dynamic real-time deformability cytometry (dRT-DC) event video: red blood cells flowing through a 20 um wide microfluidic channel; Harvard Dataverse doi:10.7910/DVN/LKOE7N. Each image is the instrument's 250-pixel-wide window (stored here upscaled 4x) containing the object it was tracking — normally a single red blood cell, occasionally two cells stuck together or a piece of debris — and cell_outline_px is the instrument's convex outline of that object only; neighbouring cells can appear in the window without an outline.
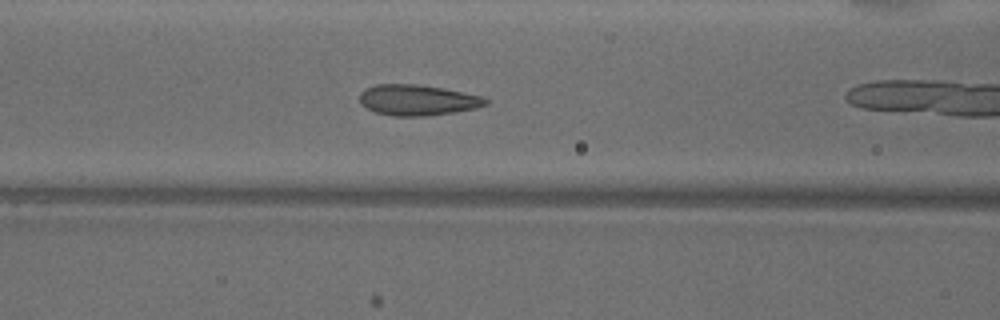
{"species": "common noctule bat (a hibernating species)", "species_latin": "Nyctalus noctula", "temperature_condition": "warm", "stored_images_in_passage": 14, "camera_frame_rate_fps": 3000, "um_per_image_px": 0.085, "animal": {"sex": "male", "body_mass_g": 18.8}, "frame": {"image": 1, "passage_image": 7, "time_ms": 2.0, "image_size_px": [1000, 320], "cell_outline_px": [[488, 104], [476, 108], [428, 116], [392, 116], [376, 112], [360, 104], [360, 92], [364, 88], [376, 84], [416, 84], [444, 88], [484, 96], [488, 100]], "centroid_in_image_um": [35.49, 8.5], "position_along_channel_um": 131.1, "area_um2": 22.72}}
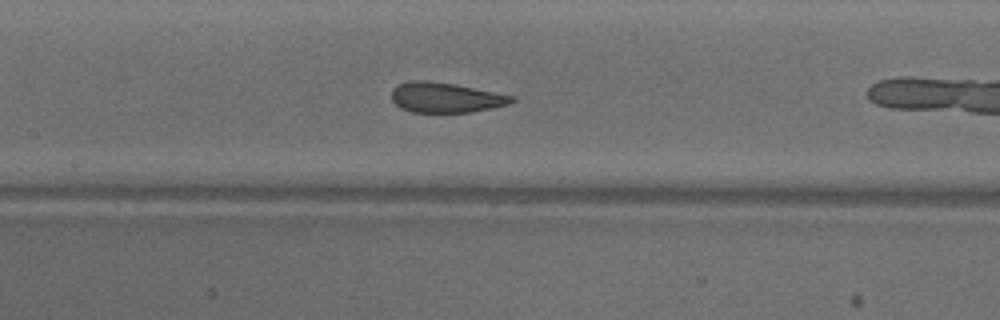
{"frame": {"image": 2, "passage_image": 10, "time_ms": 3.0, "image_size_px": [1000, 320], "cell_outline_px": [[516, 100], [508, 104], [492, 108], [472, 112], [412, 112], [400, 108], [392, 100], [392, 88], [396, 84], [412, 80], [424, 80], [456, 84], [516, 96]], "centroid_in_image_um": [37.88, 8.28], "position_along_channel_um": 169.5, "area_um2": 21.27}}